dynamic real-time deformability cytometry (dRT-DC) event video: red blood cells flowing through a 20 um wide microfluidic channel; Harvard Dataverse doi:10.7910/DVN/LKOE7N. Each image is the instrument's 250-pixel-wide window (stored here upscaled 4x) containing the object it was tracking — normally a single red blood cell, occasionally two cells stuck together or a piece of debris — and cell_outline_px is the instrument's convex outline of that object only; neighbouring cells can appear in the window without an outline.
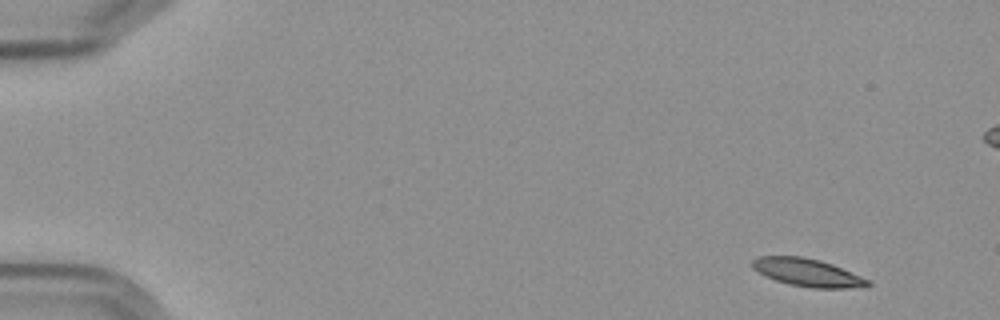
{"species": "Egyptian fruit bat (a non-hibernating species)", "species_latin": "Rousettus aegyptiacus", "temperature_condition": "cold", "stored_images_in_passage": 10, "camera_frame_rate_fps": 3000, "um_per_image_px": 0.085, "frame": {"image": 1, "passage_image": 1, "time_ms": 0.0, "image_size_px": [1000, 320], "cell_outline_px": [[872, 284], [868, 288], [812, 288], [788, 284], [764, 276], [752, 268], [752, 260], [756, 256], [804, 256], [820, 260], [832, 264], [860, 276], [868, 280]], "centroid_in_image_um": [68.63, 23.17], "position_along_channel_um": 16.4, "area_um2": 18.9}}
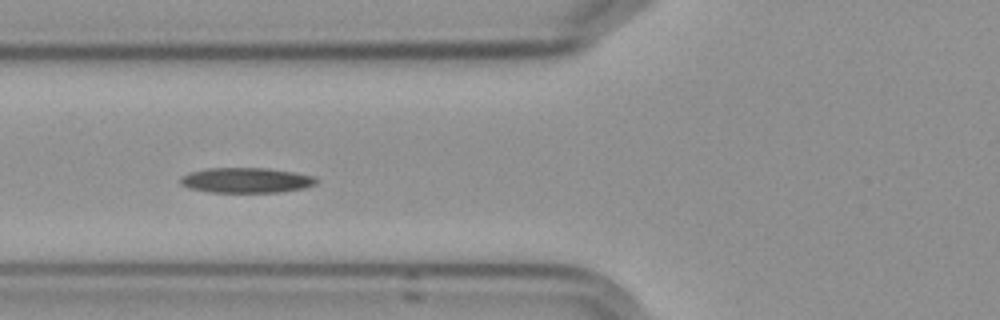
{"frame": {"image": 2, "passage_image": 6, "time_ms": 6.0, "image_size_px": [1000, 320], "cell_outline_px": [[320, 180], [316, 184], [304, 188], [280, 192], [208, 192], [188, 188], [180, 180], [184, 176], [192, 172], [208, 168], [268, 168], [316, 176]], "centroid_in_image_um": [21.01, 15.32], "position_along_channel_um": 104.8, "area_um2": 19.83}}
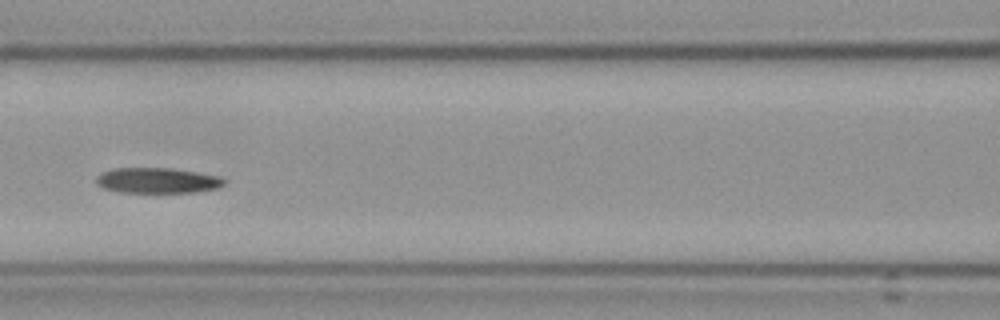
{"frame": {"image": 3, "passage_image": 7, "time_ms": 7.333, "image_size_px": [1000, 320], "cell_outline_px": [[224, 184], [220, 188], [196, 192], [120, 192], [104, 188], [96, 184], [96, 176], [100, 172], [112, 168], [168, 168], [196, 172], [220, 176], [224, 180]], "centroid_in_image_um": [13.35, 15.34], "position_along_channel_um": 153.2, "area_um2": 19.02}}